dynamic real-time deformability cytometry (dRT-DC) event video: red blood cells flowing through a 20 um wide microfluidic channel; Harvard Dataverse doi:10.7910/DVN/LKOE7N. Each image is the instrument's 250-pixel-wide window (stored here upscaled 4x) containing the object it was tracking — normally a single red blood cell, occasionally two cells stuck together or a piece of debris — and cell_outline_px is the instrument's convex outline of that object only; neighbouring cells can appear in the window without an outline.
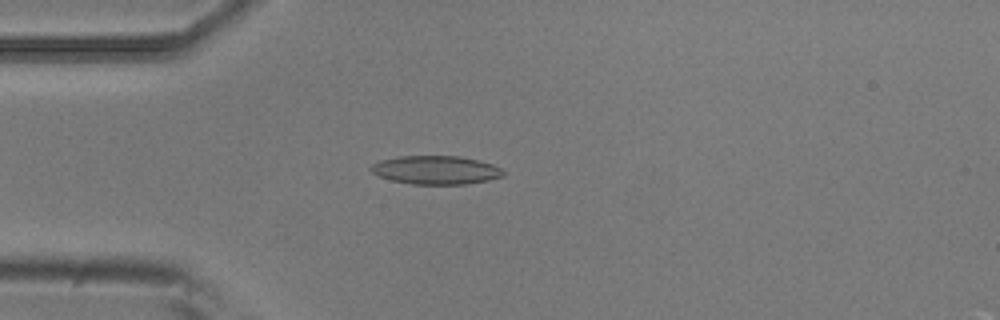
{"species": "common noctule bat (a hibernating species)", "species_latin": "Nyctalus noctula", "temperature_condition": "room temperature", "stored_images_in_passage": 4, "camera_frame_rate_fps": 3000, "um_per_image_px": 0.085, "animal": {"sex": "male", "body_mass_g": 20.5, "forearm_length_mm": 52.5}, "frame": {"image": 1, "passage_image": 4, "time_ms": 1.0, "image_size_px": [1000, 320], "cell_outline_px": [[504, 176], [488, 180], [468, 184], [412, 184], [392, 180], [380, 176], [372, 172], [368, 168], [372, 164], [380, 160], [400, 156], [460, 156], [492, 164], [500, 168], [504, 172]], "centroid_in_image_um": [37.04, 14.45], "position_along_channel_um": 48.0, "area_um2": 21.91}}